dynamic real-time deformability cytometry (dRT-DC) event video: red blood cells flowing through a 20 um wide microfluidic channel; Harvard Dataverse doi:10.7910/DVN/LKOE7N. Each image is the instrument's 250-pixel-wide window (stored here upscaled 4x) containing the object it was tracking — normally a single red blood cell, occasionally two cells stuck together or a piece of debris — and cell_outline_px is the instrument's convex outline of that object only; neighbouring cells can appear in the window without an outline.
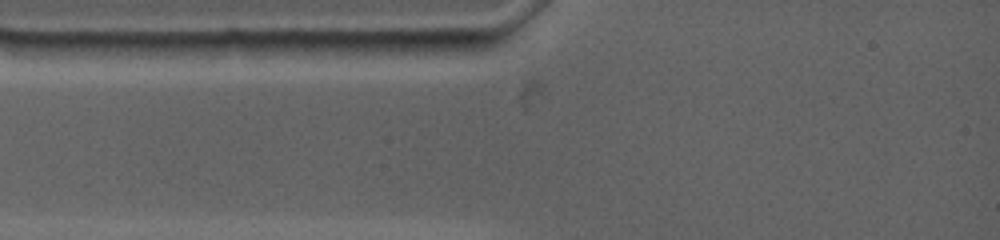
{"species": "common noctule bat (a hibernating species)", "species_latin": "Nyctalus noctula", "temperature_condition": "warm", "stored_images_in_passage": 5, "camera_frame_rate_fps": 4500, "um_per_image_px": 0.085, "animal": {"sex": "female", "body_mass_g": 19.0, "forearm_length_mm": 53.3}, "frame": {"image": 1, "passage_image": 3, "time_ms": 1.333, "image_size_px": [1000, 240], "cell_outline_px": [[496, 44], [488, 48], [416, 56], [364, 52], [356, 44], [356, 40], [488, 40]], "centroid_in_image_um": [35.79, 3.95], "position_along_channel_um": 49.2, "area_um2": 12.2}}